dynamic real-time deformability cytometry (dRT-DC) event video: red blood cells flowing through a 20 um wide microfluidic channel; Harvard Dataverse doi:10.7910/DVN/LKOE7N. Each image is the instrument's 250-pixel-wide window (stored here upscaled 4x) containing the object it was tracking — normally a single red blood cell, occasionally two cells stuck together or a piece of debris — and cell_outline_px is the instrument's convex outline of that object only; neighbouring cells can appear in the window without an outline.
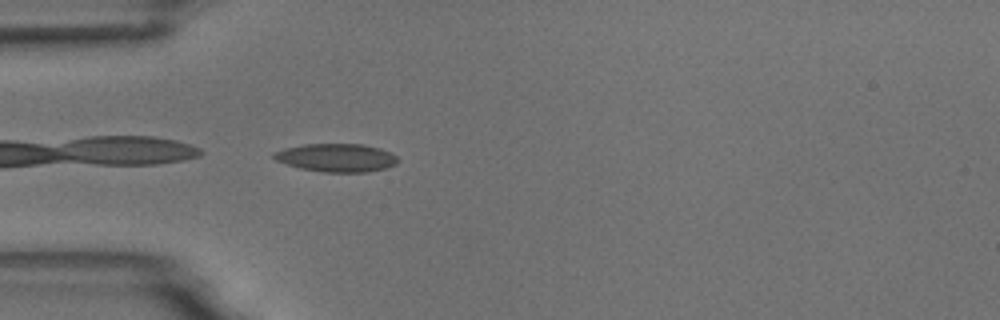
{"species": "common noctule bat (a hibernating species)", "species_latin": "Nyctalus noctula", "temperature_condition": "room temperature", "stored_images_in_passage": 5, "camera_frame_rate_fps": 3000, "um_per_image_px": 0.085, "animal": {"sex": "male", "body_mass_g": 18.8}, "frame": {"image": 1, "passage_image": 5, "time_ms": 5.0, "image_size_px": [1000, 320], "cell_outline_px": [[400, 160], [396, 164], [384, 168], [368, 172], [324, 172], [300, 168], [276, 160], [272, 156], [272, 152], [284, 148], [304, 144], [364, 144], [380, 148], [396, 156]], "centroid_in_image_um": [28.59, 13.4], "position_along_channel_um": 56.4, "area_um2": 20.35}}